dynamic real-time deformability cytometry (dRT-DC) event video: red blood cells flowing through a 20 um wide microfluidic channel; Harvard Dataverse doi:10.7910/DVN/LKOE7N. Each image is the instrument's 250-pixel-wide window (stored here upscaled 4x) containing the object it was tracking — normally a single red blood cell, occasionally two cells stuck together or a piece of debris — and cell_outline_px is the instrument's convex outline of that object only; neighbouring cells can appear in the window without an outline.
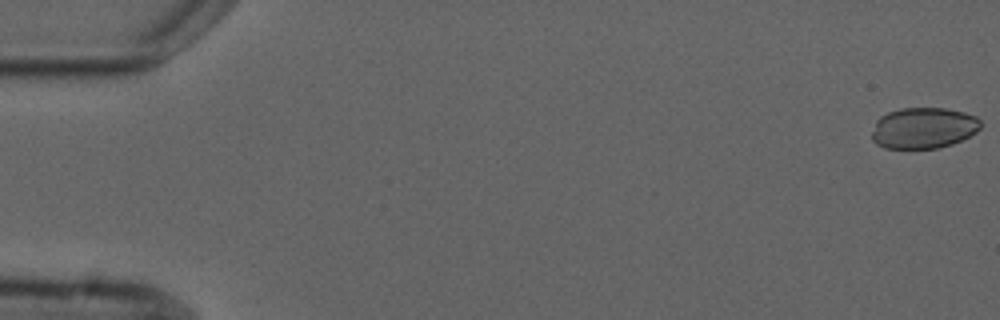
{"species": "common noctule bat (a hibernating species)", "species_latin": "Nyctalus noctula", "temperature_condition": "cold", "stored_images_in_passage": 5, "camera_frame_rate_fps": 3000, "um_per_image_px": 0.085, "animal": {"sex": "male", "forearm_length_mm": 52.5}, "frame": {"image": 1, "passage_image": 1, "time_ms": 0.0, "image_size_px": [1000, 320], "cell_outline_px": [[980, 128], [976, 132], [952, 144], [936, 148], [884, 148], [876, 144], [872, 140], [872, 132], [876, 120], [880, 116], [888, 112], [900, 108], [944, 108], [964, 112], [976, 116], [980, 120]], "centroid_in_image_um": [78.47, 10.87], "position_along_channel_um": 6.5, "area_um2": 26.01}}
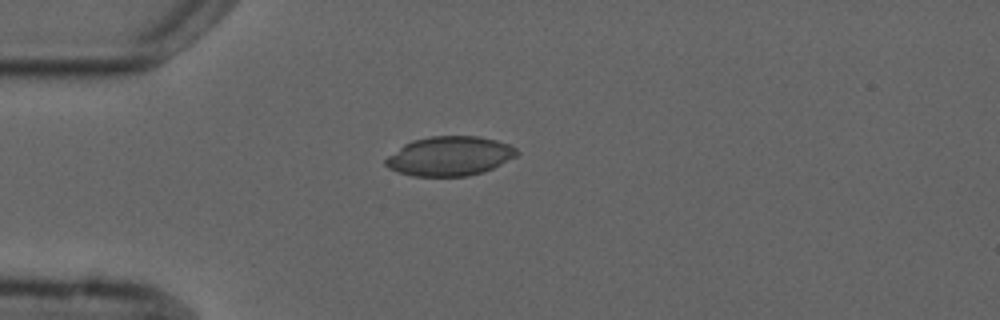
{"frame": {"image": 2, "passage_image": 5, "time_ms": 4.667, "image_size_px": [1000, 320], "cell_outline_px": [[520, 152], [516, 156], [484, 172], [468, 176], [412, 176], [396, 172], [388, 168], [384, 164], [384, 160], [388, 156], [404, 144], [412, 140], [432, 136], [480, 136], [496, 140], [508, 144], [516, 148]], "centroid_in_image_um": [38.2, 13.27], "position_along_channel_um": 46.8, "area_um2": 30.17}}